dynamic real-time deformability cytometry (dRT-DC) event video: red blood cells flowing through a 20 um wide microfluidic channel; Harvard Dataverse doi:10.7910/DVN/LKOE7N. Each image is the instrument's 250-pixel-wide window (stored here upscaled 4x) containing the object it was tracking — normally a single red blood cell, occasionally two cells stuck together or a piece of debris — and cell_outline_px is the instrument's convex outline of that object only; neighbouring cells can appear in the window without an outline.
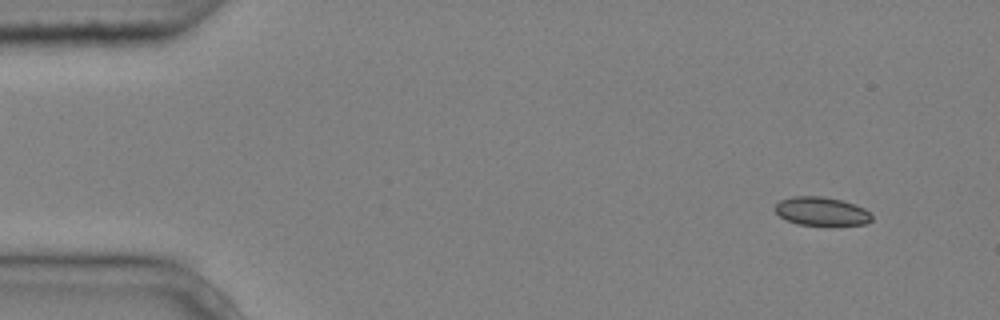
{"species": "common noctule bat (a hibernating species)", "species_latin": "Nyctalus noctula", "temperature_condition": "cold", "stored_images_in_passage": 4, "camera_frame_rate_fps": 3000, "um_per_image_px": 0.085, "animal": {"sex": "male", "body_mass_g": 20.4}, "frame": {"image": 1, "passage_image": 1, "time_ms": 0.0, "image_size_px": [1000, 320], "cell_outline_px": [[872, 220], [864, 224], [796, 224], [780, 216], [772, 208], [780, 200], [792, 196], [824, 196], [856, 204], [864, 208], [872, 216]], "centroid_in_image_um": [69.79, 17.93], "position_along_channel_um": 15.2, "area_um2": 15.9}}